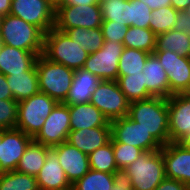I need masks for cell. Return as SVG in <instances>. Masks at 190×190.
I'll return each mask as SVG.
<instances>
[{"label":"cell","instance_id":"cell-12","mask_svg":"<svg viewBox=\"0 0 190 190\" xmlns=\"http://www.w3.org/2000/svg\"><path fill=\"white\" fill-rule=\"evenodd\" d=\"M70 131L69 106L58 102L33 141L52 148L66 142Z\"/></svg>","mask_w":190,"mask_h":190},{"label":"cell","instance_id":"cell-38","mask_svg":"<svg viewBox=\"0 0 190 190\" xmlns=\"http://www.w3.org/2000/svg\"><path fill=\"white\" fill-rule=\"evenodd\" d=\"M18 102L14 99L0 100V129L16 128Z\"/></svg>","mask_w":190,"mask_h":190},{"label":"cell","instance_id":"cell-18","mask_svg":"<svg viewBox=\"0 0 190 190\" xmlns=\"http://www.w3.org/2000/svg\"><path fill=\"white\" fill-rule=\"evenodd\" d=\"M39 190H71L64 169L59 164L56 152L51 148L45 159L43 167L35 177Z\"/></svg>","mask_w":190,"mask_h":190},{"label":"cell","instance_id":"cell-26","mask_svg":"<svg viewBox=\"0 0 190 190\" xmlns=\"http://www.w3.org/2000/svg\"><path fill=\"white\" fill-rule=\"evenodd\" d=\"M172 51L179 56L190 57V37L184 32L174 29L156 35V48L154 51Z\"/></svg>","mask_w":190,"mask_h":190},{"label":"cell","instance_id":"cell-47","mask_svg":"<svg viewBox=\"0 0 190 190\" xmlns=\"http://www.w3.org/2000/svg\"><path fill=\"white\" fill-rule=\"evenodd\" d=\"M12 0H0V14L6 16L10 13Z\"/></svg>","mask_w":190,"mask_h":190},{"label":"cell","instance_id":"cell-21","mask_svg":"<svg viewBox=\"0 0 190 190\" xmlns=\"http://www.w3.org/2000/svg\"><path fill=\"white\" fill-rule=\"evenodd\" d=\"M100 82V78L83 68L75 70L69 93L63 103L68 106L89 103Z\"/></svg>","mask_w":190,"mask_h":190},{"label":"cell","instance_id":"cell-5","mask_svg":"<svg viewBox=\"0 0 190 190\" xmlns=\"http://www.w3.org/2000/svg\"><path fill=\"white\" fill-rule=\"evenodd\" d=\"M124 170L131 179L133 190H155L166 178L162 148L145 151Z\"/></svg>","mask_w":190,"mask_h":190},{"label":"cell","instance_id":"cell-51","mask_svg":"<svg viewBox=\"0 0 190 190\" xmlns=\"http://www.w3.org/2000/svg\"><path fill=\"white\" fill-rule=\"evenodd\" d=\"M185 12L190 16V5L187 7V9L185 10Z\"/></svg>","mask_w":190,"mask_h":190},{"label":"cell","instance_id":"cell-3","mask_svg":"<svg viewBox=\"0 0 190 190\" xmlns=\"http://www.w3.org/2000/svg\"><path fill=\"white\" fill-rule=\"evenodd\" d=\"M39 90L63 103L71 87L74 70L60 63L48 60L43 54L36 61Z\"/></svg>","mask_w":190,"mask_h":190},{"label":"cell","instance_id":"cell-2","mask_svg":"<svg viewBox=\"0 0 190 190\" xmlns=\"http://www.w3.org/2000/svg\"><path fill=\"white\" fill-rule=\"evenodd\" d=\"M45 33L37 26L29 24L19 17L8 14L4 16L0 40L2 44L31 51L42 55Z\"/></svg>","mask_w":190,"mask_h":190},{"label":"cell","instance_id":"cell-16","mask_svg":"<svg viewBox=\"0 0 190 190\" xmlns=\"http://www.w3.org/2000/svg\"><path fill=\"white\" fill-rule=\"evenodd\" d=\"M166 178L175 179L186 185L190 183V150L179 142L162 146Z\"/></svg>","mask_w":190,"mask_h":190},{"label":"cell","instance_id":"cell-24","mask_svg":"<svg viewBox=\"0 0 190 190\" xmlns=\"http://www.w3.org/2000/svg\"><path fill=\"white\" fill-rule=\"evenodd\" d=\"M15 101L30 98L38 93L39 83L36 65L24 73L5 76Z\"/></svg>","mask_w":190,"mask_h":190},{"label":"cell","instance_id":"cell-44","mask_svg":"<svg viewBox=\"0 0 190 190\" xmlns=\"http://www.w3.org/2000/svg\"><path fill=\"white\" fill-rule=\"evenodd\" d=\"M147 5L151 10L171 6V0H139Z\"/></svg>","mask_w":190,"mask_h":190},{"label":"cell","instance_id":"cell-25","mask_svg":"<svg viewBox=\"0 0 190 190\" xmlns=\"http://www.w3.org/2000/svg\"><path fill=\"white\" fill-rule=\"evenodd\" d=\"M50 149L48 146L32 141L19 160L16 171L36 177L43 167Z\"/></svg>","mask_w":190,"mask_h":190},{"label":"cell","instance_id":"cell-45","mask_svg":"<svg viewBox=\"0 0 190 190\" xmlns=\"http://www.w3.org/2000/svg\"><path fill=\"white\" fill-rule=\"evenodd\" d=\"M90 4H99L96 0H63V4L62 5H82V6H87Z\"/></svg>","mask_w":190,"mask_h":190},{"label":"cell","instance_id":"cell-27","mask_svg":"<svg viewBox=\"0 0 190 190\" xmlns=\"http://www.w3.org/2000/svg\"><path fill=\"white\" fill-rule=\"evenodd\" d=\"M68 37L80 44L83 50L89 54L98 51L104 45V37L101 28H70L65 31Z\"/></svg>","mask_w":190,"mask_h":190},{"label":"cell","instance_id":"cell-19","mask_svg":"<svg viewBox=\"0 0 190 190\" xmlns=\"http://www.w3.org/2000/svg\"><path fill=\"white\" fill-rule=\"evenodd\" d=\"M37 58L38 55L31 51L2 44L0 47V72L5 76L24 73L35 66Z\"/></svg>","mask_w":190,"mask_h":190},{"label":"cell","instance_id":"cell-1","mask_svg":"<svg viewBox=\"0 0 190 190\" xmlns=\"http://www.w3.org/2000/svg\"><path fill=\"white\" fill-rule=\"evenodd\" d=\"M128 117L140 123L161 146L170 142L167 98L151 97L131 102Z\"/></svg>","mask_w":190,"mask_h":190},{"label":"cell","instance_id":"cell-13","mask_svg":"<svg viewBox=\"0 0 190 190\" xmlns=\"http://www.w3.org/2000/svg\"><path fill=\"white\" fill-rule=\"evenodd\" d=\"M9 14L39 27L44 33L55 24V9L47 0H12Z\"/></svg>","mask_w":190,"mask_h":190},{"label":"cell","instance_id":"cell-48","mask_svg":"<svg viewBox=\"0 0 190 190\" xmlns=\"http://www.w3.org/2000/svg\"><path fill=\"white\" fill-rule=\"evenodd\" d=\"M179 143L183 145L185 148L190 150V133H188L185 137H183Z\"/></svg>","mask_w":190,"mask_h":190},{"label":"cell","instance_id":"cell-32","mask_svg":"<svg viewBox=\"0 0 190 190\" xmlns=\"http://www.w3.org/2000/svg\"><path fill=\"white\" fill-rule=\"evenodd\" d=\"M99 4L103 20L129 26V0H101Z\"/></svg>","mask_w":190,"mask_h":190},{"label":"cell","instance_id":"cell-35","mask_svg":"<svg viewBox=\"0 0 190 190\" xmlns=\"http://www.w3.org/2000/svg\"><path fill=\"white\" fill-rule=\"evenodd\" d=\"M178 11L172 6L151 11L150 30L155 34L168 32L174 28Z\"/></svg>","mask_w":190,"mask_h":190},{"label":"cell","instance_id":"cell-7","mask_svg":"<svg viewBox=\"0 0 190 190\" xmlns=\"http://www.w3.org/2000/svg\"><path fill=\"white\" fill-rule=\"evenodd\" d=\"M103 22L100 4L60 5L55 9L54 28L65 32L70 28H100Z\"/></svg>","mask_w":190,"mask_h":190},{"label":"cell","instance_id":"cell-36","mask_svg":"<svg viewBox=\"0 0 190 190\" xmlns=\"http://www.w3.org/2000/svg\"><path fill=\"white\" fill-rule=\"evenodd\" d=\"M129 26L150 29L151 9L139 0H129Z\"/></svg>","mask_w":190,"mask_h":190},{"label":"cell","instance_id":"cell-46","mask_svg":"<svg viewBox=\"0 0 190 190\" xmlns=\"http://www.w3.org/2000/svg\"><path fill=\"white\" fill-rule=\"evenodd\" d=\"M190 5V0H171V6L177 11H185Z\"/></svg>","mask_w":190,"mask_h":190},{"label":"cell","instance_id":"cell-22","mask_svg":"<svg viewBox=\"0 0 190 190\" xmlns=\"http://www.w3.org/2000/svg\"><path fill=\"white\" fill-rule=\"evenodd\" d=\"M144 83L153 97L169 98V81L165 69L154 54H149L145 63Z\"/></svg>","mask_w":190,"mask_h":190},{"label":"cell","instance_id":"cell-37","mask_svg":"<svg viewBox=\"0 0 190 190\" xmlns=\"http://www.w3.org/2000/svg\"><path fill=\"white\" fill-rule=\"evenodd\" d=\"M115 162L118 169H124L128 165L132 164L144 151L138 147L112 142Z\"/></svg>","mask_w":190,"mask_h":190},{"label":"cell","instance_id":"cell-20","mask_svg":"<svg viewBox=\"0 0 190 190\" xmlns=\"http://www.w3.org/2000/svg\"><path fill=\"white\" fill-rule=\"evenodd\" d=\"M111 140V126H99L71 130L67 142L89 155L97 148L103 147Z\"/></svg>","mask_w":190,"mask_h":190},{"label":"cell","instance_id":"cell-29","mask_svg":"<svg viewBox=\"0 0 190 190\" xmlns=\"http://www.w3.org/2000/svg\"><path fill=\"white\" fill-rule=\"evenodd\" d=\"M117 82L121 91L130 103L153 97L146 89L143 72L139 74L118 76Z\"/></svg>","mask_w":190,"mask_h":190},{"label":"cell","instance_id":"cell-33","mask_svg":"<svg viewBox=\"0 0 190 190\" xmlns=\"http://www.w3.org/2000/svg\"><path fill=\"white\" fill-rule=\"evenodd\" d=\"M0 190H39L35 176L20 172H0Z\"/></svg>","mask_w":190,"mask_h":190},{"label":"cell","instance_id":"cell-6","mask_svg":"<svg viewBox=\"0 0 190 190\" xmlns=\"http://www.w3.org/2000/svg\"><path fill=\"white\" fill-rule=\"evenodd\" d=\"M58 102L43 92L18 102L16 128L34 138Z\"/></svg>","mask_w":190,"mask_h":190},{"label":"cell","instance_id":"cell-52","mask_svg":"<svg viewBox=\"0 0 190 190\" xmlns=\"http://www.w3.org/2000/svg\"><path fill=\"white\" fill-rule=\"evenodd\" d=\"M2 141V129H0V143Z\"/></svg>","mask_w":190,"mask_h":190},{"label":"cell","instance_id":"cell-14","mask_svg":"<svg viewBox=\"0 0 190 190\" xmlns=\"http://www.w3.org/2000/svg\"><path fill=\"white\" fill-rule=\"evenodd\" d=\"M32 141V137L17 128L2 129L0 172L16 170L19 160Z\"/></svg>","mask_w":190,"mask_h":190},{"label":"cell","instance_id":"cell-43","mask_svg":"<svg viewBox=\"0 0 190 190\" xmlns=\"http://www.w3.org/2000/svg\"><path fill=\"white\" fill-rule=\"evenodd\" d=\"M14 99L4 74L0 72V100Z\"/></svg>","mask_w":190,"mask_h":190},{"label":"cell","instance_id":"cell-11","mask_svg":"<svg viewBox=\"0 0 190 190\" xmlns=\"http://www.w3.org/2000/svg\"><path fill=\"white\" fill-rule=\"evenodd\" d=\"M165 69L169 81V97L190 92V57L179 56L172 51L153 53Z\"/></svg>","mask_w":190,"mask_h":190},{"label":"cell","instance_id":"cell-28","mask_svg":"<svg viewBox=\"0 0 190 190\" xmlns=\"http://www.w3.org/2000/svg\"><path fill=\"white\" fill-rule=\"evenodd\" d=\"M122 44L125 48L139 49L153 54L156 48V35L148 28L129 26Z\"/></svg>","mask_w":190,"mask_h":190},{"label":"cell","instance_id":"cell-50","mask_svg":"<svg viewBox=\"0 0 190 190\" xmlns=\"http://www.w3.org/2000/svg\"><path fill=\"white\" fill-rule=\"evenodd\" d=\"M3 18H4V16L0 14V32H1V26H2V22H3Z\"/></svg>","mask_w":190,"mask_h":190},{"label":"cell","instance_id":"cell-41","mask_svg":"<svg viewBox=\"0 0 190 190\" xmlns=\"http://www.w3.org/2000/svg\"><path fill=\"white\" fill-rule=\"evenodd\" d=\"M174 30L184 32L190 37V16L185 11H178Z\"/></svg>","mask_w":190,"mask_h":190},{"label":"cell","instance_id":"cell-9","mask_svg":"<svg viewBox=\"0 0 190 190\" xmlns=\"http://www.w3.org/2000/svg\"><path fill=\"white\" fill-rule=\"evenodd\" d=\"M111 142H119L138 147L145 151H157L162 146L154 137L146 131L140 123L130 119L128 116L110 121Z\"/></svg>","mask_w":190,"mask_h":190},{"label":"cell","instance_id":"cell-53","mask_svg":"<svg viewBox=\"0 0 190 190\" xmlns=\"http://www.w3.org/2000/svg\"><path fill=\"white\" fill-rule=\"evenodd\" d=\"M187 190H190V183L187 185Z\"/></svg>","mask_w":190,"mask_h":190},{"label":"cell","instance_id":"cell-4","mask_svg":"<svg viewBox=\"0 0 190 190\" xmlns=\"http://www.w3.org/2000/svg\"><path fill=\"white\" fill-rule=\"evenodd\" d=\"M43 55L72 70L83 68L89 55L77 42L72 41L65 32L52 28L44 36Z\"/></svg>","mask_w":190,"mask_h":190},{"label":"cell","instance_id":"cell-23","mask_svg":"<svg viewBox=\"0 0 190 190\" xmlns=\"http://www.w3.org/2000/svg\"><path fill=\"white\" fill-rule=\"evenodd\" d=\"M71 130L111 126L108 118L91 102L69 105Z\"/></svg>","mask_w":190,"mask_h":190},{"label":"cell","instance_id":"cell-49","mask_svg":"<svg viewBox=\"0 0 190 190\" xmlns=\"http://www.w3.org/2000/svg\"><path fill=\"white\" fill-rule=\"evenodd\" d=\"M51 6L56 9L58 6L63 4V0H47Z\"/></svg>","mask_w":190,"mask_h":190},{"label":"cell","instance_id":"cell-30","mask_svg":"<svg viewBox=\"0 0 190 190\" xmlns=\"http://www.w3.org/2000/svg\"><path fill=\"white\" fill-rule=\"evenodd\" d=\"M149 53L133 48H125L118 62V76L142 73Z\"/></svg>","mask_w":190,"mask_h":190},{"label":"cell","instance_id":"cell-40","mask_svg":"<svg viewBox=\"0 0 190 190\" xmlns=\"http://www.w3.org/2000/svg\"><path fill=\"white\" fill-rule=\"evenodd\" d=\"M114 185L111 190H133L132 182L124 169H117L113 173Z\"/></svg>","mask_w":190,"mask_h":190},{"label":"cell","instance_id":"cell-17","mask_svg":"<svg viewBox=\"0 0 190 190\" xmlns=\"http://www.w3.org/2000/svg\"><path fill=\"white\" fill-rule=\"evenodd\" d=\"M52 149L56 152L59 164L64 169L71 185L90 170L89 156L69 142H62L60 145L52 147Z\"/></svg>","mask_w":190,"mask_h":190},{"label":"cell","instance_id":"cell-10","mask_svg":"<svg viewBox=\"0 0 190 190\" xmlns=\"http://www.w3.org/2000/svg\"><path fill=\"white\" fill-rule=\"evenodd\" d=\"M123 49L122 43L104 41V45L98 51L88 55L83 69L101 80L117 81L118 62Z\"/></svg>","mask_w":190,"mask_h":190},{"label":"cell","instance_id":"cell-31","mask_svg":"<svg viewBox=\"0 0 190 190\" xmlns=\"http://www.w3.org/2000/svg\"><path fill=\"white\" fill-rule=\"evenodd\" d=\"M113 185V173L90 169L81 179L72 184L71 190H111Z\"/></svg>","mask_w":190,"mask_h":190},{"label":"cell","instance_id":"cell-39","mask_svg":"<svg viewBox=\"0 0 190 190\" xmlns=\"http://www.w3.org/2000/svg\"><path fill=\"white\" fill-rule=\"evenodd\" d=\"M128 27L129 26H124L123 24L114 23V21L103 20L100 28L102 30L104 41L123 43Z\"/></svg>","mask_w":190,"mask_h":190},{"label":"cell","instance_id":"cell-8","mask_svg":"<svg viewBox=\"0 0 190 190\" xmlns=\"http://www.w3.org/2000/svg\"><path fill=\"white\" fill-rule=\"evenodd\" d=\"M90 102L109 121L128 116L130 102L121 91L117 81L101 80L91 95Z\"/></svg>","mask_w":190,"mask_h":190},{"label":"cell","instance_id":"cell-15","mask_svg":"<svg viewBox=\"0 0 190 190\" xmlns=\"http://www.w3.org/2000/svg\"><path fill=\"white\" fill-rule=\"evenodd\" d=\"M169 140L179 142L190 133V93L173 94L168 98Z\"/></svg>","mask_w":190,"mask_h":190},{"label":"cell","instance_id":"cell-34","mask_svg":"<svg viewBox=\"0 0 190 190\" xmlns=\"http://www.w3.org/2000/svg\"><path fill=\"white\" fill-rule=\"evenodd\" d=\"M88 156L90 169L106 173H114L118 169L111 141Z\"/></svg>","mask_w":190,"mask_h":190},{"label":"cell","instance_id":"cell-42","mask_svg":"<svg viewBox=\"0 0 190 190\" xmlns=\"http://www.w3.org/2000/svg\"><path fill=\"white\" fill-rule=\"evenodd\" d=\"M155 190H187V185L175 179L165 178Z\"/></svg>","mask_w":190,"mask_h":190}]
</instances>
